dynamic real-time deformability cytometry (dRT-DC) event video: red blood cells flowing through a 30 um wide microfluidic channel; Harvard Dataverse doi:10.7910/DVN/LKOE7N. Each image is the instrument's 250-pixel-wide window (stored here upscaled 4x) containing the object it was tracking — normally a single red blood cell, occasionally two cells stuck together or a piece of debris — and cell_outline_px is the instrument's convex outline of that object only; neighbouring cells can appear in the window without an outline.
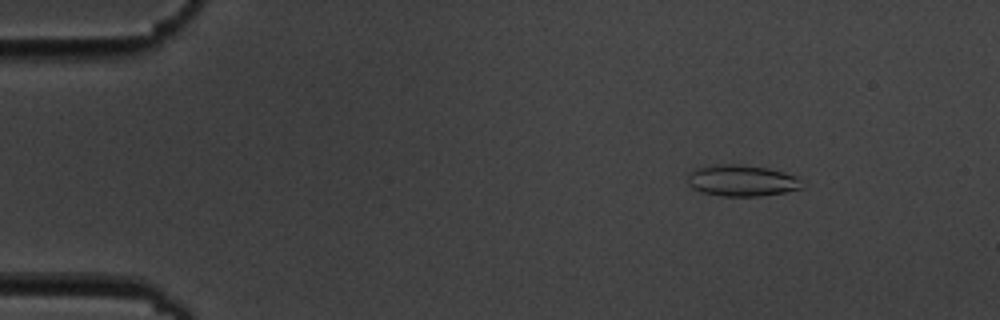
{"species": "common noctule bat (a hibernating species)", "species_latin": "Nyctalus noctula", "temperature_condition": "cold", "stored_images_in_passage": 5, "camera_frame_rate_fps": 3000, "um_per_image_px": 0.085, "animal": {"sex": "male", "body_mass_g": 19.5, "forearm_length_mm": 54.6}, "frame": {"image": 1, "passage_image": 3, "time_ms": 2.333, "image_size_px": [1000, 320], "cell_outline_px": [[804, 188], [784, 192], [756, 196], [724, 196], [704, 192], [692, 188], [688, 184], [688, 176], [696, 168], [716, 164], [744, 164], [768, 168], [784, 172], [796, 176], [800, 180]], "centroid_in_image_um": [63.07, 15.34], "position_along_channel_um": 21.9, "area_um2": 20.81}}